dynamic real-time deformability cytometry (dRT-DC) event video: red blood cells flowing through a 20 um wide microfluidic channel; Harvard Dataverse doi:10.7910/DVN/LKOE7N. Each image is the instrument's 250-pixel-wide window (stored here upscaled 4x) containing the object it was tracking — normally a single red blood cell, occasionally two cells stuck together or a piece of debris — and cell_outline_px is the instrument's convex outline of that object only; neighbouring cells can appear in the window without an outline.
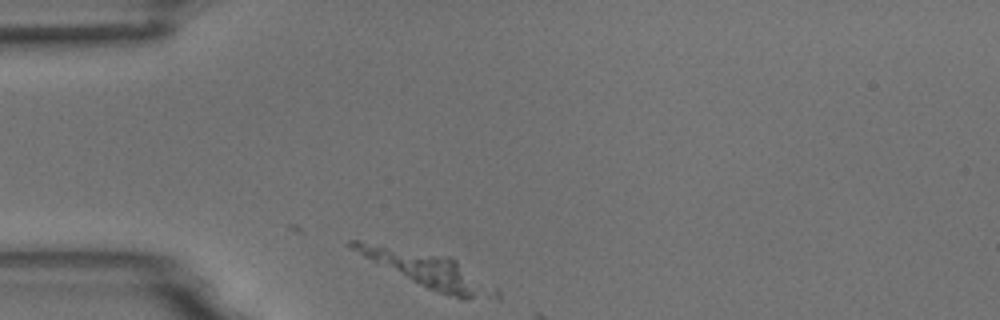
{"species": "common noctule bat (a hibernating species)", "species_latin": "Nyctalus noctula", "temperature_condition": "room temperature", "stored_images_in_passage": 2, "camera_frame_rate_fps": 3000, "um_per_image_px": 0.085, "animal": {"sex": "male", "body_mass_g": 18.8}, "frame": {"image": 1, "passage_image": 2, "time_ms": 0.333, "image_size_px": [1000, 320], "cell_outline_px": [[472, 296], [468, 300], [460, 300], [448, 296], [428, 288], [364, 256], [352, 248], [348, 244], [348, 240], [360, 240], [448, 256], [456, 260], [472, 292]], "centroid_in_image_um": [35.62, 22.73], "position_along_channel_um": 49.4, "area_um2": 23.41}}